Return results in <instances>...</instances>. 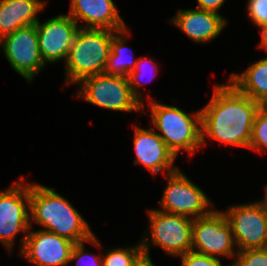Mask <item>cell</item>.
Listing matches in <instances>:
<instances>
[{
    "label": "cell",
    "mask_w": 267,
    "mask_h": 266,
    "mask_svg": "<svg viewBox=\"0 0 267 266\" xmlns=\"http://www.w3.org/2000/svg\"><path fill=\"white\" fill-rule=\"evenodd\" d=\"M85 243H76L72 249L69 263L75 261L76 266H103L102 256L88 253Z\"/></svg>",
    "instance_id": "cb8c5ba5"
},
{
    "label": "cell",
    "mask_w": 267,
    "mask_h": 266,
    "mask_svg": "<svg viewBox=\"0 0 267 266\" xmlns=\"http://www.w3.org/2000/svg\"><path fill=\"white\" fill-rule=\"evenodd\" d=\"M102 256L103 266H147L142 243L134 247L108 249Z\"/></svg>",
    "instance_id": "ffe728a7"
},
{
    "label": "cell",
    "mask_w": 267,
    "mask_h": 266,
    "mask_svg": "<svg viewBox=\"0 0 267 266\" xmlns=\"http://www.w3.org/2000/svg\"><path fill=\"white\" fill-rule=\"evenodd\" d=\"M46 4L44 0H1L0 40L17 29L36 24L38 13Z\"/></svg>",
    "instance_id": "e0dca14e"
},
{
    "label": "cell",
    "mask_w": 267,
    "mask_h": 266,
    "mask_svg": "<svg viewBox=\"0 0 267 266\" xmlns=\"http://www.w3.org/2000/svg\"><path fill=\"white\" fill-rule=\"evenodd\" d=\"M264 199H263V201L261 200V202L263 203V205H264V207H265V209H266V212H267V186H265L264 187Z\"/></svg>",
    "instance_id": "f1b7e54d"
},
{
    "label": "cell",
    "mask_w": 267,
    "mask_h": 266,
    "mask_svg": "<svg viewBox=\"0 0 267 266\" xmlns=\"http://www.w3.org/2000/svg\"><path fill=\"white\" fill-rule=\"evenodd\" d=\"M248 149L256 152L267 149V105H261L255 115Z\"/></svg>",
    "instance_id": "7402d4cb"
},
{
    "label": "cell",
    "mask_w": 267,
    "mask_h": 266,
    "mask_svg": "<svg viewBox=\"0 0 267 266\" xmlns=\"http://www.w3.org/2000/svg\"><path fill=\"white\" fill-rule=\"evenodd\" d=\"M192 250L212 257L235 258L238 251L231 225L222 210L193 219ZM219 255V256H218Z\"/></svg>",
    "instance_id": "9c48e42d"
},
{
    "label": "cell",
    "mask_w": 267,
    "mask_h": 266,
    "mask_svg": "<svg viewBox=\"0 0 267 266\" xmlns=\"http://www.w3.org/2000/svg\"><path fill=\"white\" fill-rule=\"evenodd\" d=\"M134 134L135 165H144L152 174L162 171L166 175L178 169L174 166L176 156L154 128L150 126L147 130L135 124Z\"/></svg>",
    "instance_id": "5bb4252c"
},
{
    "label": "cell",
    "mask_w": 267,
    "mask_h": 266,
    "mask_svg": "<svg viewBox=\"0 0 267 266\" xmlns=\"http://www.w3.org/2000/svg\"><path fill=\"white\" fill-rule=\"evenodd\" d=\"M259 29L261 40L258 47L267 51V23L260 25Z\"/></svg>",
    "instance_id": "83f0119b"
},
{
    "label": "cell",
    "mask_w": 267,
    "mask_h": 266,
    "mask_svg": "<svg viewBox=\"0 0 267 266\" xmlns=\"http://www.w3.org/2000/svg\"><path fill=\"white\" fill-rule=\"evenodd\" d=\"M180 257L181 266H223L219 258L207 256L193 250Z\"/></svg>",
    "instance_id": "d4e9b609"
},
{
    "label": "cell",
    "mask_w": 267,
    "mask_h": 266,
    "mask_svg": "<svg viewBox=\"0 0 267 266\" xmlns=\"http://www.w3.org/2000/svg\"><path fill=\"white\" fill-rule=\"evenodd\" d=\"M151 121L169 150L177 157L184 150L192 155L202 145L201 111L188 114L177 106L148 99Z\"/></svg>",
    "instance_id": "277c9868"
},
{
    "label": "cell",
    "mask_w": 267,
    "mask_h": 266,
    "mask_svg": "<svg viewBox=\"0 0 267 266\" xmlns=\"http://www.w3.org/2000/svg\"><path fill=\"white\" fill-rule=\"evenodd\" d=\"M79 28L78 23L64 14L36 23L39 50L45 64L66 61Z\"/></svg>",
    "instance_id": "4fadbf2b"
},
{
    "label": "cell",
    "mask_w": 267,
    "mask_h": 266,
    "mask_svg": "<svg viewBox=\"0 0 267 266\" xmlns=\"http://www.w3.org/2000/svg\"><path fill=\"white\" fill-rule=\"evenodd\" d=\"M68 15L76 22L81 20V28L121 31L125 22L118 13L113 0H71Z\"/></svg>",
    "instance_id": "9a60e30c"
},
{
    "label": "cell",
    "mask_w": 267,
    "mask_h": 266,
    "mask_svg": "<svg viewBox=\"0 0 267 266\" xmlns=\"http://www.w3.org/2000/svg\"><path fill=\"white\" fill-rule=\"evenodd\" d=\"M228 79L241 93L267 105V57L251 64L241 74H231Z\"/></svg>",
    "instance_id": "ac0fdd59"
},
{
    "label": "cell",
    "mask_w": 267,
    "mask_h": 266,
    "mask_svg": "<svg viewBox=\"0 0 267 266\" xmlns=\"http://www.w3.org/2000/svg\"><path fill=\"white\" fill-rule=\"evenodd\" d=\"M223 212L231 225L237 251L266 247L267 212L261 200L233 205Z\"/></svg>",
    "instance_id": "30bf717a"
},
{
    "label": "cell",
    "mask_w": 267,
    "mask_h": 266,
    "mask_svg": "<svg viewBox=\"0 0 267 266\" xmlns=\"http://www.w3.org/2000/svg\"><path fill=\"white\" fill-rule=\"evenodd\" d=\"M148 64H149V66H148ZM157 66L158 65L154 61H152V59H149L146 56L145 57L140 56L139 59H137L135 69L128 76L132 93L143 104V112L145 114L147 112L144 109V103H143L144 102L143 101L144 96L142 95V92L140 89V86H142L143 85L142 83H144V82H142L141 79L143 76H145L146 74L148 75V73H149V76L150 75L152 76V77L150 76V79L153 80L155 77L154 75H156V72L158 71ZM155 69H156V72H155ZM145 83H146V81H145Z\"/></svg>",
    "instance_id": "44dd1931"
},
{
    "label": "cell",
    "mask_w": 267,
    "mask_h": 266,
    "mask_svg": "<svg viewBox=\"0 0 267 266\" xmlns=\"http://www.w3.org/2000/svg\"><path fill=\"white\" fill-rule=\"evenodd\" d=\"M129 33L130 32L126 28L124 30L117 31L113 35L111 41V52L109 54L108 62L104 73L128 77L130 73L135 69L137 58L134 59L133 52L131 53L129 47L125 46ZM126 53L129 55H127Z\"/></svg>",
    "instance_id": "d6986e66"
},
{
    "label": "cell",
    "mask_w": 267,
    "mask_h": 266,
    "mask_svg": "<svg viewBox=\"0 0 267 266\" xmlns=\"http://www.w3.org/2000/svg\"><path fill=\"white\" fill-rule=\"evenodd\" d=\"M230 266H267V249L257 248L238 251Z\"/></svg>",
    "instance_id": "603a6c76"
},
{
    "label": "cell",
    "mask_w": 267,
    "mask_h": 266,
    "mask_svg": "<svg viewBox=\"0 0 267 266\" xmlns=\"http://www.w3.org/2000/svg\"><path fill=\"white\" fill-rule=\"evenodd\" d=\"M247 13L253 24L259 27L267 23V0H248Z\"/></svg>",
    "instance_id": "484cf974"
},
{
    "label": "cell",
    "mask_w": 267,
    "mask_h": 266,
    "mask_svg": "<svg viewBox=\"0 0 267 266\" xmlns=\"http://www.w3.org/2000/svg\"><path fill=\"white\" fill-rule=\"evenodd\" d=\"M10 188L0 191V243L10 252L19 232H24L22 249L30 224V183L24 177Z\"/></svg>",
    "instance_id": "52a82bcc"
},
{
    "label": "cell",
    "mask_w": 267,
    "mask_h": 266,
    "mask_svg": "<svg viewBox=\"0 0 267 266\" xmlns=\"http://www.w3.org/2000/svg\"><path fill=\"white\" fill-rule=\"evenodd\" d=\"M75 244L50 231L43 229L33 231L30 224L20 254L35 266H68Z\"/></svg>",
    "instance_id": "7c38bea8"
},
{
    "label": "cell",
    "mask_w": 267,
    "mask_h": 266,
    "mask_svg": "<svg viewBox=\"0 0 267 266\" xmlns=\"http://www.w3.org/2000/svg\"><path fill=\"white\" fill-rule=\"evenodd\" d=\"M30 221L74 243L87 241L95 247L100 246L77 209L59 193L39 183H30Z\"/></svg>",
    "instance_id": "7a4b0ae2"
},
{
    "label": "cell",
    "mask_w": 267,
    "mask_h": 266,
    "mask_svg": "<svg viewBox=\"0 0 267 266\" xmlns=\"http://www.w3.org/2000/svg\"><path fill=\"white\" fill-rule=\"evenodd\" d=\"M165 177L167 184L159 211L196 219L208 215L213 210L211 209L213 203L204 191L179 169L166 174Z\"/></svg>",
    "instance_id": "ba28073f"
},
{
    "label": "cell",
    "mask_w": 267,
    "mask_h": 266,
    "mask_svg": "<svg viewBox=\"0 0 267 266\" xmlns=\"http://www.w3.org/2000/svg\"><path fill=\"white\" fill-rule=\"evenodd\" d=\"M117 31L79 28L65 61L66 85L105 72L111 41Z\"/></svg>",
    "instance_id": "3957f363"
},
{
    "label": "cell",
    "mask_w": 267,
    "mask_h": 266,
    "mask_svg": "<svg viewBox=\"0 0 267 266\" xmlns=\"http://www.w3.org/2000/svg\"><path fill=\"white\" fill-rule=\"evenodd\" d=\"M226 0H197V9L219 13Z\"/></svg>",
    "instance_id": "4316f807"
},
{
    "label": "cell",
    "mask_w": 267,
    "mask_h": 266,
    "mask_svg": "<svg viewBox=\"0 0 267 266\" xmlns=\"http://www.w3.org/2000/svg\"><path fill=\"white\" fill-rule=\"evenodd\" d=\"M12 69L28 82L46 66L40 50L36 24L17 29L0 40Z\"/></svg>",
    "instance_id": "8fae6325"
},
{
    "label": "cell",
    "mask_w": 267,
    "mask_h": 266,
    "mask_svg": "<svg viewBox=\"0 0 267 266\" xmlns=\"http://www.w3.org/2000/svg\"><path fill=\"white\" fill-rule=\"evenodd\" d=\"M148 217L151 233L150 236L144 233L141 239L148 265H154L150 258V242L170 256H181L192 250L193 219L158 209H150Z\"/></svg>",
    "instance_id": "5b68a950"
},
{
    "label": "cell",
    "mask_w": 267,
    "mask_h": 266,
    "mask_svg": "<svg viewBox=\"0 0 267 266\" xmlns=\"http://www.w3.org/2000/svg\"><path fill=\"white\" fill-rule=\"evenodd\" d=\"M261 104L241 93L227 79L218 84L201 111L202 145L207 137L224 145L249 148L255 115Z\"/></svg>",
    "instance_id": "6da1fadb"
},
{
    "label": "cell",
    "mask_w": 267,
    "mask_h": 266,
    "mask_svg": "<svg viewBox=\"0 0 267 266\" xmlns=\"http://www.w3.org/2000/svg\"><path fill=\"white\" fill-rule=\"evenodd\" d=\"M188 38L199 43L211 42L224 30L227 19L221 14L200 9L178 10L170 19Z\"/></svg>",
    "instance_id": "2e32d148"
},
{
    "label": "cell",
    "mask_w": 267,
    "mask_h": 266,
    "mask_svg": "<svg viewBox=\"0 0 267 266\" xmlns=\"http://www.w3.org/2000/svg\"><path fill=\"white\" fill-rule=\"evenodd\" d=\"M77 98L104 109L120 112H141L143 104L134 96L128 77L96 74L80 83Z\"/></svg>",
    "instance_id": "8992f818"
}]
</instances>
